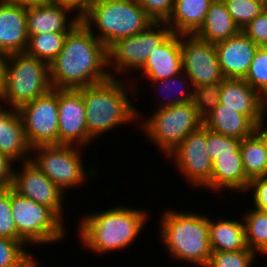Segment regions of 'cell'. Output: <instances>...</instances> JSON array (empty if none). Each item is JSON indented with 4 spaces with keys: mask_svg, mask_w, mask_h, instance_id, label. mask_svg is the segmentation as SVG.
Segmentation results:
<instances>
[{
    "mask_svg": "<svg viewBox=\"0 0 267 267\" xmlns=\"http://www.w3.org/2000/svg\"><path fill=\"white\" fill-rule=\"evenodd\" d=\"M154 22H166L173 10L175 0H137Z\"/></svg>",
    "mask_w": 267,
    "mask_h": 267,
    "instance_id": "74e56055",
    "label": "cell"
},
{
    "mask_svg": "<svg viewBox=\"0 0 267 267\" xmlns=\"http://www.w3.org/2000/svg\"><path fill=\"white\" fill-rule=\"evenodd\" d=\"M73 12L70 7L54 1L26 7L28 36L50 32H70L81 21L78 15L70 17L69 13ZM67 17L71 20L68 21Z\"/></svg>",
    "mask_w": 267,
    "mask_h": 267,
    "instance_id": "ac0fdd59",
    "label": "cell"
},
{
    "mask_svg": "<svg viewBox=\"0 0 267 267\" xmlns=\"http://www.w3.org/2000/svg\"><path fill=\"white\" fill-rule=\"evenodd\" d=\"M20 165L22 170L13 169V190L36 203L46 205L61 219H65V193L30 161L22 162Z\"/></svg>",
    "mask_w": 267,
    "mask_h": 267,
    "instance_id": "9a60e30c",
    "label": "cell"
},
{
    "mask_svg": "<svg viewBox=\"0 0 267 267\" xmlns=\"http://www.w3.org/2000/svg\"><path fill=\"white\" fill-rule=\"evenodd\" d=\"M182 72L180 34L175 33L150 53L146 64L140 70V74L150 81L165 80Z\"/></svg>",
    "mask_w": 267,
    "mask_h": 267,
    "instance_id": "ffe728a7",
    "label": "cell"
},
{
    "mask_svg": "<svg viewBox=\"0 0 267 267\" xmlns=\"http://www.w3.org/2000/svg\"><path fill=\"white\" fill-rule=\"evenodd\" d=\"M5 1L17 4L19 6L29 7V6L47 4L52 2L53 0H5Z\"/></svg>",
    "mask_w": 267,
    "mask_h": 267,
    "instance_id": "ee69618b",
    "label": "cell"
},
{
    "mask_svg": "<svg viewBox=\"0 0 267 267\" xmlns=\"http://www.w3.org/2000/svg\"><path fill=\"white\" fill-rule=\"evenodd\" d=\"M220 83L193 87V105L199 116L204 119L219 104L221 94Z\"/></svg>",
    "mask_w": 267,
    "mask_h": 267,
    "instance_id": "d6a6232c",
    "label": "cell"
},
{
    "mask_svg": "<svg viewBox=\"0 0 267 267\" xmlns=\"http://www.w3.org/2000/svg\"><path fill=\"white\" fill-rule=\"evenodd\" d=\"M10 205L17 234L28 246L57 243L65 238L64 220L51 208L19 195L12 187Z\"/></svg>",
    "mask_w": 267,
    "mask_h": 267,
    "instance_id": "52a82bcc",
    "label": "cell"
},
{
    "mask_svg": "<svg viewBox=\"0 0 267 267\" xmlns=\"http://www.w3.org/2000/svg\"><path fill=\"white\" fill-rule=\"evenodd\" d=\"M148 118L139 123L141 130L165 157L203 125L193 102L155 110Z\"/></svg>",
    "mask_w": 267,
    "mask_h": 267,
    "instance_id": "ba28073f",
    "label": "cell"
},
{
    "mask_svg": "<svg viewBox=\"0 0 267 267\" xmlns=\"http://www.w3.org/2000/svg\"><path fill=\"white\" fill-rule=\"evenodd\" d=\"M14 162L0 153V189L10 188L13 184Z\"/></svg>",
    "mask_w": 267,
    "mask_h": 267,
    "instance_id": "60d3db41",
    "label": "cell"
},
{
    "mask_svg": "<svg viewBox=\"0 0 267 267\" xmlns=\"http://www.w3.org/2000/svg\"><path fill=\"white\" fill-rule=\"evenodd\" d=\"M215 47L224 77L244 79L258 46L241 30Z\"/></svg>",
    "mask_w": 267,
    "mask_h": 267,
    "instance_id": "e0dca14e",
    "label": "cell"
},
{
    "mask_svg": "<svg viewBox=\"0 0 267 267\" xmlns=\"http://www.w3.org/2000/svg\"><path fill=\"white\" fill-rule=\"evenodd\" d=\"M235 24L242 30L265 8L259 0H223Z\"/></svg>",
    "mask_w": 267,
    "mask_h": 267,
    "instance_id": "836d02e7",
    "label": "cell"
},
{
    "mask_svg": "<svg viewBox=\"0 0 267 267\" xmlns=\"http://www.w3.org/2000/svg\"><path fill=\"white\" fill-rule=\"evenodd\" d=\"M203 125L210 131L240 140L251 136L257 128L246 115L220 103L203 119Z\"/></svg>",
    "mask_w": 267,
    "mask_h": 267,
    "instance_id": "cb8c5ba5",
    "label": "cell"
},
{
    "mask_svg": "<svg viewBox=\"0 0 267 267\" xmlns=\"http://www.w3.org/2000/svg\"><path fill=\"white\" fill-rule=\"evenodd\" d=\"M8 56L6 53L0 51V93L4 88L6 81V68Z\"/></svg>",
    "mask_w": 267,
    "mask_h": 267,
    "instance_id": "7bdbcfd3",
    "label": "cell"
},
{
    "mask_svg": "<svg viewBox=\"0 0 267 267\" xmlns=\"http://www.w3.org/2000/svg\"><path fill=\"white\" fill-rule=\"evenodd\" d=\"M246 212L242 218L247 247L257 255H267V214L255 208Z\"/></svg>",
    "mask_w": 267,
    "mask_h": 267,
    "instance_id": "f1b7e54d",
    "label": "cell"
},
{
    "mask_svg": "<svg viewBox=\"0 0 267 267\" xmlns=\"http://www.w3.org/2000/svg\"><path fill=\"white\" fill-rule=\"evenodd\" d=\"M209 241L212 251H238L247 249L245 225L239 220L209 218Z\"/></svg>",
    "mask_w": 267,
    "mask_h": 267,
    "instance_id": "484cf974",
    "label": "cell"
},
{
    "mask_svg": "<svg viewBox=\"0 0 267 267\" xmlns=\"http://www.w3.org/2000/svg\"><path fill=\"white\" fill-rule=\"evenodd\" d=\"M244 172L249 180L267 175V144L255 131L240 144Z\"/></svg>",
    "mask_w": 267,
    "mask_h": 267,
    "instance_id": "4316f807",
    "label": "cell"
},
{
    "mask_svg": "<svg viewBox=\"0 0 267 267\" xmlns=\"http://www.w3.org/2000/svg\"><path fill=\"white\" fill-rule=\"evenodd\" d=\"M171 34L165 22H154L145 31L116 41L108 49V70L112 68L122 75L132 69L140 72L150 53Z\"/></svg>",
    "mask_w": 267,
    "mask_h": 267,
    "instance_id": "30bf717a",
    "label": "cell"
},
{
    "mask_svg": "<svg viewBox=\"0 0 267 267\" xmlns=\"http://www.w3.org/2000/svg\"><path fill=\"white\" fill-rule=\"evenodd\" d=\"M183 72L193 86L222 82L221 71L215 44L202 40L195 34H180Z\"/></svg>",
    "mask_w": 267,
    "mask_h": 267,
    "instance_id": "4fadbf2b",
    "label": "cell"
},
{
    "mask_svg": "<svg viewBox=\"0 0 267 267\" xmlns=\"http://www.w3.org/2000/svg\"><path fill=\"white\" fill-rule=\"evenodd\" d=\"M168 158L175 162L180 175L193 187L211 190L213 162L207 151V128L204 125L190 133Z\"/></svg>",
    "mask_w": 267,
    "mask_h": 267,
    "instance_id": "7c38bea8",
    "label": "cell"
},
{
    "mask_svg": "<svg viewBox=\"0 0 267 267\" xmlns=\"http://www.w3.org/2000/svg\"><path fill=\"white\" fill-rule=\"evenodd\" d=\"M187 79L189 80L188 81L189 83H187ZM151 82L153 84V87H155L156 89H157V87L159 90H160V88L162 89L160 92L166 91L167 93H169L170 90L172 92H174V90H172L174 87H175L174 88L175 91H176V88L181 89L178 93L174 92L175 96L172 95L173 93L171 94V96L165 95V94H167L166 92H165V94L163 93L165 96H169L170 99L168 98L166 101L162 102L163 104L160 103V106L157 107L156 110L169 108L171 106H176V105L192 102V100H193V88H192V91H189L188 89H190L191 87H194V86H193V83L190 81L189 77L184 72L179 73V74L172 76V77L165 79V80H157V81H151ZM189 86H190V88H189Z\"/></svg>",
    "mask_w": 267,
    "mask_h": 267,
    "instance_id": "f546056e",
    "label": "cell"
},
{
    "mask_svg": "<svg viewBox=\"0 0 267 267\" xmlns=\"http://www.w3.org/2000/svg\"><path fill=\"white\" fill-rule=\"evenodd\" d=\"M241 141L207 129V151L212 162L219 159V156L233 155L240 148Z\"/></svg>",
    "mask_w": 267,
    "mask_h": 267,
    "instance_id": "d590c367",
    "label": "cell"
},
{
    "mask_svg": "<svg viewBox=\"0 0 267 267\" xmlns=\"http://www.w3.org/2000/svg\"><path fill=\"white\" fill-rule=\"evenodd\" d=\"M52 89L49 64L26 52L8 56L6 81L0 101L19 109Z\"/></svg>",
    "mask_w": 267,
    "mask_h": 267,
    "instance_id": "8992f818",
    "label": "cell"
},
{
    "mask_svg": "<svg viewBox=\"0 0 267 267\" xmlns=\"http://www.w3.org/2000/svg\"><path fill=\"white\" fill-rule=\"evenodd\" d=\"M75 11L80 18L91 8L96 0H53Z\"/></svg>",
    "mask_w": 267,
    "mask_h": 267,
    "instance_id": "b9f144b4",
    "label": "cell"
},
{
    "mask_svg": "<svg viewBox=\"0 0 267 267\" xmlns=\"http://www.w3.org/2000/svg\"><path fill=\"white\" fill-rule=\"evenodd\" d=\"M249 181L244 172L240 148L233 155L219 156V159L213 162L211 192L230 189L231 192L246 193Z\"/></svg>",
    "mask_w": 267,
    "mask_h": 267,
    "instance_id": "7402d4cb",
    "label": "cell"
},
{
    "mask_svg": "<svg viewBox=\"0 0 267 267\" xmlns=\"http://www.w3.org/2000/svg\"><path fill=\"white\" fill-rule=\"evenodd\" d=\"M242 31L258 47H267V9L256 16Z\"/></svg>",
    "mask_w": 267,
    "mask_h": 267,
    "instance_id": "f35d334b",
    "label": "cell"
},
{
    "mask_svg": "<svg viewBox=\"0 0 267 267\" xmlns=\"http://www.w3.org/2000/svg\"><path fill=\"white\" fill-rule=\"evenodd\" d=\"M257 254L251 249L238 251H212L206 267H251Z\"/></svg>",
    "mask_w": 267,
    "mask_h": 267,
    "instance_id": "e575fe53",
    "label": "cell"
},
{
    "mask_svg": "<svg viewBox=\"0 0 267 267\" xmlns=\"http://www.w3.org/2000/svg\"><path fill=\"white\" fill-rule=\"evenodd\" d=\"M219 103L246 115L256 126L265 118L266 100L244 79L225 78Z\"/></svg>",
    "mask_w": 267,
    "mask_h": 267,
    "instance_id": "2e32d148",
    "label": "cell"
},
{
    "mask_svg": "<svg viewBox=\"0 0 267 267\" xmlns=\"http://www.w3.org/2000/svg\"><path fill=\"white\" fill-rule=\"evenodd\" d=\"M262 4V6L267 9V0H259Z\"/></svg>",
    "mask_w": 267,
    "mask_h": 267,
    "instance_id": "bcb514c9",
    "label": "cell"
},
{
    "mask_svg": "<svg viewBox=\"0 0 267 267\" xmlns=\"http://www.w3.org/2000/svg\"><path fill=\"white\" fill-rule=\"evenodd\" d=\"M265 107H266V113H267V99H266Z\"/></svg>",
    "mask_w": 267,
    "mask_h": 267,
    "instance_id": "c3c4849f",
    "label": "cell"
},
{
    "mask_svg": "<svg viewBox=\"0 0 267 267\" xmlns=\"http://www.w3.org/2000/svg\"><path fill=\"white\" fill-rule=\"evenodd\" d=\"M38 264H40V263H37V262H36V264H35L34 267H41V266H39Z\"/></svg>",
    "mask_w": 267,
    "mask_h": 267,
    "instance_id": "7dc6e473",
    "label": "cell"
},
{
    "mask_svg": "<svg viewBox=\"0 0 267 267\" xmlns=\"http://www.w3.org/2000/svg\"><path fill=\"white\" fill-rule=\"evenodd\" d=\"M265 121L263 120L256 128V131L264 138L267 144V125L265 127Z\"/></svg>",
    "mask_w": 267,
    "mask_h": 267,
    "instance_id": "f6af8a7d",
    "label": "cell"
},
{
    "mask_svg": "<svg viewBox=\"0 0 267 267\" xmlns=\"http://www.w3.org/2000/svg\"><path fill=\"white\" fill-rule=\"evenodd\" d=\"M213 0H175L172 13L165 22L172 33L194 34L204 21Z\"/></svg>",
    "mask_w": 267,
    "mask_h": 267,
    "instance_id": "d4e9b609",
    "label": "cell"
},
{
    "mask_svg": "<svg viewBox=\"0 0 267 267\" xmlns=\"http://www.w3.org/2000/svg\"><path fill=\"white\" fill-rule=\"evenodd\" d=\"M128 87L124 80L111 77L103 83L78 89L83 96L87 130L92 140L127 122L137 124L143 120L129 99Z\"/></svg>",
    "mask_w": 267,
    "mask_h": 267,
    "instance_id": "3957f363",
    "label": "cell"
},
{
    "mask_svg": "<svg viewBox=\"0 0 267 267\" xmlns=\"http://www.w3.org/2000/svg\"><path fill=\"white\" fill-rule=\"evenodd\" d=\"M0 153L14 163L27 162L32 155L18 110L5 105L0 106Z\"/></svg>",
    "mask_w": 267,
    "mask_h": 267,
    "instance_id": "44dd1931",
    "label": "cell"
},
{
    "mask_svg": "<svg viewBox=\"0 0 267 267\" xmlns=\"http://www.w3.org/2000/svg\"><path fill=\"white\" fill-rule=\"evenodd\" d=\"M81 22L109 49L116 41L145 31L154 21L137 0H96ZM98 29V33H97ZM97 34V35H96Z\"/></svg>",
    "mask_w": 267,
    "mask_h": 267,
    "instance_id": "5b68a950",
    "label": "cell"
},
{
    "mask_svg": "<svg viewBox=\"0 0 267 267\" xmlns=\"http://www.w3.org/2000/svg\"><path fill=\"white\" fill-rule=\"evenodd\" d=\"M26 7L0 1V51L23 53L28 46Z\"/></svg>",
    "mask_w": 267,
    "mask_h": 267,
    "instance_id": "d6986e66",
    "label": "cell"
},
{
    "mask_svg": "<svg viewBox=\"0 0 267 267\" xmlns=\"http://www.w3.org/2000/svg\"><path fill=\"white\" fill-rule=\"evenodd\" d=\"M160 223V240L174 260L207 266L212 254L208 216L169 209Z\"/></svg>",
    "mask_w": 267,
    "mask_h": 267,
    "instance_id": "277c9868",
    "label": "cell"
},
{
    "mask_svg": "<svg viewBox=\"0 0 267 267\" xmlns=\"http://www.w3.org/2000/svg\"><path fill=\"white\" fill-rule=\"evenodd\" d=\"M250 190L255 209L267 214V175L250 180L246 192Z\"/></svg>",
    "mask_w": 267,
    "mask_h": 267,
    "instance_id": "ab89813d",
    "label": "cell"
},
{
    "mask_svg": "<svg viewBox=\"0 0 267 267\" xmlns=\"http://www.w3.org/2000/svg\"><path fill=\"white\" fill-rule=\"evenodd\" d=\"M244 80L267 99V47H258Z\"/></svg>",
    "mask_w": 267,
    "mask_h": 267,
    "instance_id": "1f68e13d",
    "label": "cell"
},
{
    "mask_svg": "<svg viewBox=\"0 0 267 267\" xmlns=\"http://www.w3.org/2000/svg\"><path fill=\"white\" fill-rule=\"evenodd\" d=\"M69 32H50L30 35L26 53L50 64L61 52Z\"/></svg>",
    "mask_w": 267,
    "mask_h": 267,
    "instance_id": "83f0119b",
    "label": "cell"
},
{
    "mask_svg": "<svg viewBox=\"0 0 267 267\" xmlns=\"http://www.w3.org/2000/svg\"><path fill=\"white\" fill-rule=\"evenodd\" d=\"M92 31L80 21L66 35L61 52L49 64L52 89L78 90L120 78L109 72L108 49Z\"/></svg>",
    "mask_w": 267,
    "mask_h": 267,
    "instance_id": "6da1fadb",
    "label": "cell"
},
{
    "mask_svg": "<svg viewBox=\"0 0 267 267\" xmlns=\"http://www.w3.org/2000/svg\"><path fill=\"white\" fill-rule=\"evenodd\" d=\"M58 145L87 147L92 139L88 134L86 108L79 90L58 89Z\"/></svg>",
    "mask_w": 267,
    "mask_h": 267,
    "instance_id": "5bb4252c",
    "label": "cell"
},
{
    "mask_svg": "<svg viewBox=\"0 0 267 267\" xmlns=\"http://www.w3.org/2000/svg\"><path fill=\"white\" fill-rule=\"evenodd\" d=\"M24 247L23 240L0 237V267H34L37 260Z\"/></svg>",
    "mask_w": 267,
    "mask_h": 267,
    "instance_id": "4dcf8cb0",
    "label": "cell"
},
{
    "mask_svg": "<svg viewBox=\"0 0 267 267\" xmlns=\"http://www.w3.org/2000/svg\"><path fill=\"white\" fill-rule=\"evenodd\" d=\"M147 215L145 210L120 205L85 214L80 219L77 237L95 254L120 251L136 241L147 223Z\"/></svg>",
    "mask_w": 267,
    "mask_h": 267,
    "instance_id": "7a4b0ae2",
    "label": "cell"
},
{
    "mask_svg": "<svg viewBox=\"0 0 267 267\" xmlns=\"http://www.w3.org/2000/svg\"><path fill=\"white\" fill-rule=\"evenodd\" d=\"M223 0H213L202 26L194 33L211 44L225 41L240 32Z\"/></svg>",
    "mask_w": 267,
    "mask_h": 267,
    "instance_id": "603a6c76",
    "label": "cell"
},
{
    "mask_svg": "<svg viewBox=\"0 0 267 267\" xmlns=\"http://www.w3.org/2000/svg\"><path fill=\"white\" fill-rule=\"evenodd\" d=\"M18 112L31 148L58 145V89H51L43 96L24 104Z\"/></svg>",
    "mask_w": 267,
    "mask_h": 267,
    "instance_id": "8fae6325",
    "label": "cell"
},
{
    "mask_svg": "<svg viewBox=\"0 0 267 267\" xmlns=\"http://www.w3.org/2000/svg\"><path fill=\"white\" fill-rule=\"evenodd\" d=\"M0 237L22 240L12 217L10 205V188L0 189Z\"/></svg>",
    "mask_w": 267,
    "mask_h": 267,
    "instance_id": "8d00e7d4",
    "label": "cell"
},
{
    "mask_svg": "<svg viewBox=\"0 0 267 267\" xmlns=\"http://www.w3.org/2000/svg\"><path fill=\"white\" fill-rule=\"evenodd\" d=\"M75 145H42L31 148L36 151L30 162L44 173L63 192L85 183L88 175L96 176V169L85 171L81 151ZM69 187V188H68Z\"/></svg>",
    "mask_w": 267,
    "mask_h": 267,
    "instance_id": "9c48e42d",
    "label": "cell"
}]
</instances>
